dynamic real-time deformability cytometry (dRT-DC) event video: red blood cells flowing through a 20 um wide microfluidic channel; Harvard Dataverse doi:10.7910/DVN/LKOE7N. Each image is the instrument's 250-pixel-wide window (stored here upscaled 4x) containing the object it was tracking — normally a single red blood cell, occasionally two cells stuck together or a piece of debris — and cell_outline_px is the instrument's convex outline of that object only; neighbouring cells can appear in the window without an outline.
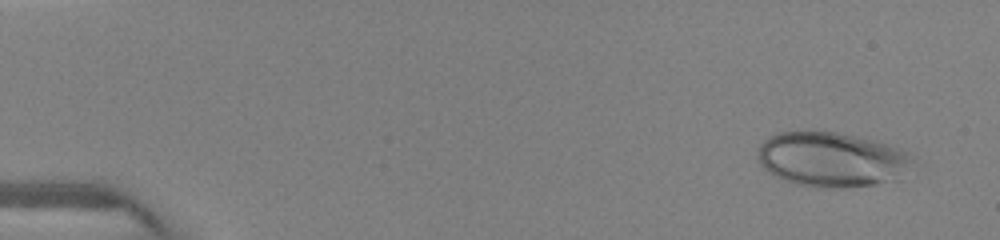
{"species": "human", "species_latin": "Homo sapiens", "temperature_condition": "warm", "stored_images_in_passage": 11, "camera_frame_rate_fps": 3000, "um_per_image_px": 0.085, "donor": {"sex": "female"}, "frame": {"image": 1, "passage_image": 1, "time_ms": 0.0, "image_size_px": [1000, 240], "cell_outline_px": [[916, 156], [900, 180], [876, 184], [844, 188], [824, 188], [796, 184], [784, 180], [768, 172], [756, 160], [756, 152], [760, 144], [768, 136], [776, 132], [836, 132], [872, 140], [900, 148]], "centroid_in_image_um": [70.69, 13.57], "position_along_channel_um": 14.3, "area_um2": 49.88}}
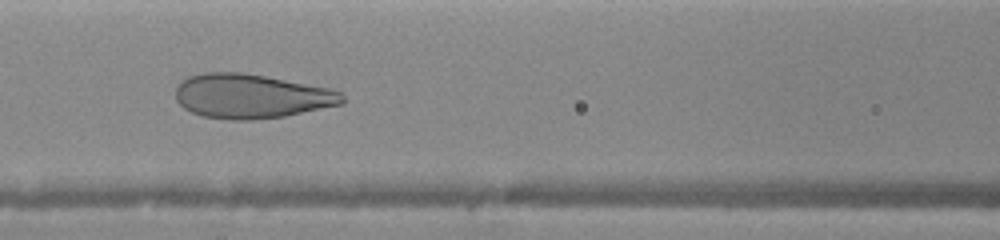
{"frame": {"image": 2, "passage_image": 8, "time_ms": 6.0, "image_size_px": [1000, 240], "cell_outline_px": [[344, 104], [284, 116], [252, 120], [232, 120], [200, 116], [184, 108], [176, 100], [176, 88], [188, 76], [204, 72], [240, 72], [264, 76], [328, 88], [344, 92]], "centroid_in_image_um": [21.36, 8.18], "position_along_channel_um": 145.2, "area_um2": 43.0}}
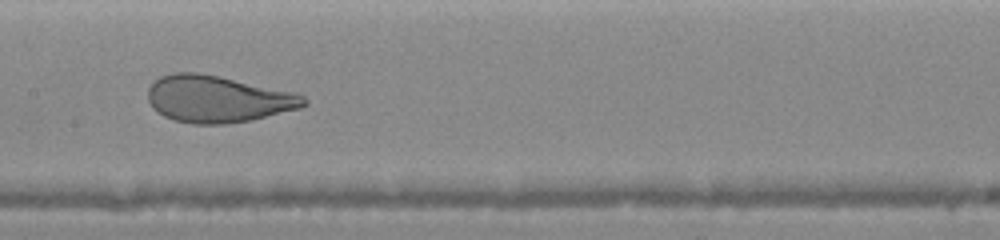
{"frame": {"image": 3, "passage_image": 10, "time_ms": 7.0, "image_size_px": [1000, 240], "cell_outline_px": [[308, 104], [300, 108], [252, 120], [224, 124], [192, 124], [176, 120], [164, 116], [152, 108], [148, 100], [148, 88], [152, 80], [160, 76], [176, 72], [196, 72], [296, 92], [304, 96], [308, 100]], "centroid_in_image_um": [18.5, 8.42], "position_along_channel_um": 188.9, "area_um2": 42.66}}